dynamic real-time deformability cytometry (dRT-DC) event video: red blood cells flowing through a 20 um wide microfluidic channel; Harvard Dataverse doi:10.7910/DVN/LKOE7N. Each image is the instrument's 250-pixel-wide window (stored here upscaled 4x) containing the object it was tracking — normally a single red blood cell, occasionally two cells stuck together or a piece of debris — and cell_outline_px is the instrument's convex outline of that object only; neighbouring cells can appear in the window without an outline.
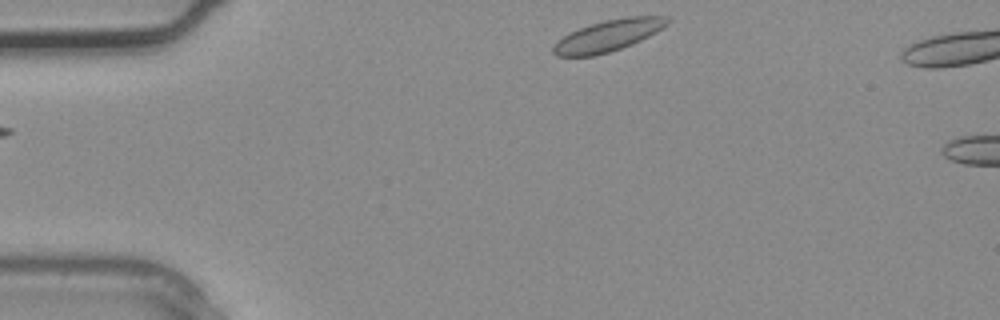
{"species": "common noctule bat (a hibernating species)", "species_latin": "Nyctalus noctula", "temperature_condition": "warm", "stored_images_in_passage": 2, "segment_of_instrument_passage": [2, 2], "camera_frame_rate_fps": 3000, "um_per_image_px": 0.085, "animal": {"sex": "male", "body_mass_g": 20.4}, "frame": {"image": 1, "passage_image": 2, "time_ms": 0.333, "image_size_px": [1000, 320], "cell_outline_px": [[668, 24], [656, 32], [632, 44], [596, 56], [556, 56], [552, 52], [552, 48], [564, 36], [588, 24], [604, 20], [628, 16], [668, 16]], "centroid_in_image_um": [51.71, 3.02], "position_along_channel_um": 33.3, "area_um2": 20.63}}